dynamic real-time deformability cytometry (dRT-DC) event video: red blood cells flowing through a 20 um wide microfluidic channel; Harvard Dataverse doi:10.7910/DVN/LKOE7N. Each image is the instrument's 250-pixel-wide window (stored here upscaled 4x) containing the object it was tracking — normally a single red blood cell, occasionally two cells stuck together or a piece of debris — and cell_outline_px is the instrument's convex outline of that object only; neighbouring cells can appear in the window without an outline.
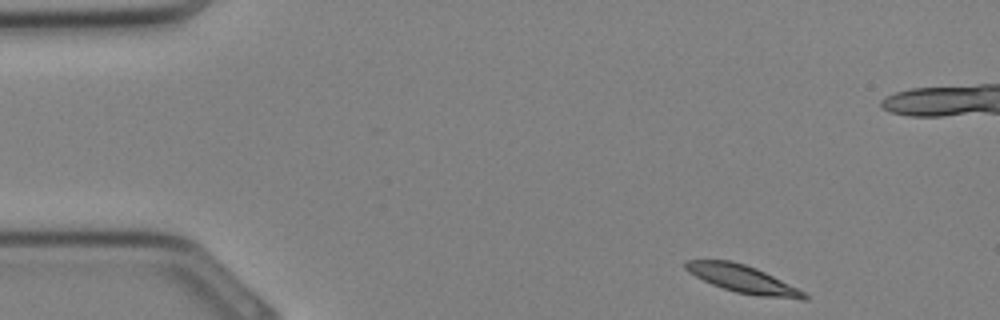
{"species": "Egyptian fruit bat (a non-hibernating species)", "species_latin": "Rousettus aegyptiacus", "temperature_condition": "cold", "stored_images_in_passage": 31, "camera_frame_rate_fps": 3000, "um_per_image_px": 0.085, "animal": {"sex": "female"}, "frame": {"image": 1, "passage_image": 1, "time_ms": 0.0, "image_size_px": [1000, 320], "cell_outline_px": [[808, 300], [800, 300], [756, 296], [736, 292], [712, 284], [688, 272], [684, 268], [684, 260], [732, 260], [756, 268], [804, 292], [808, 296]], "centroid_in_image_um": [63.12, 23.72], "position_along_channel_um": 21.9, "area_um2": 18.96}}
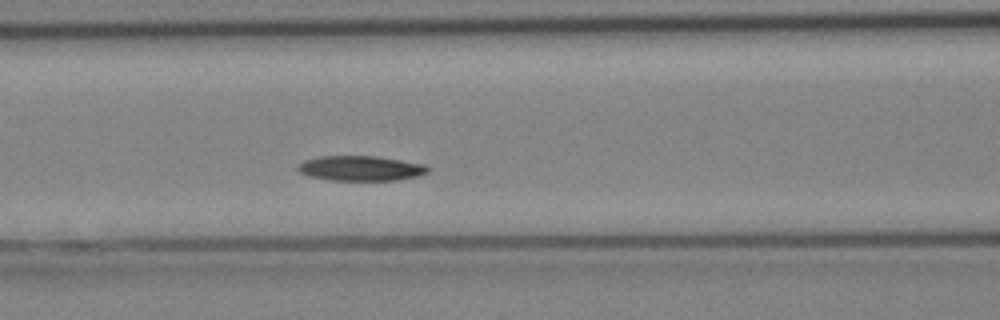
{"frame": {"image": 2, "passage_image": 11, "time_ms": 3.333, "image_size_px": [1000, 320], "cell_outline_px": [[432, 168], [428, 172], [420, 176], [400, 180], [328, 180], [308, 176], [300, 172], [296, 168], [296, 164], [304, 160], [316, 156], [376, 156], [428, 164]], "centroid_in_image_um": [30.69, 14.3], "position_along_channel_um": 135.9, "area_um2": 19.42}}
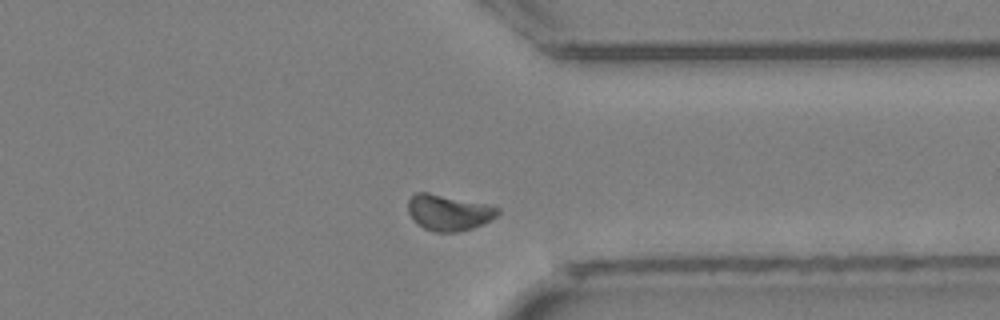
{"frame": {"image": 3, "passage_image": 23, "time_ms": 7.333, "image_size_px": [1000, 320], "cell_outline_px": [[500, 212], [496, 216], [484, 224], [472, 228], [456, 232], [436, 232], [424, 228], [416, 224], [408, 212], [408, 200], [416, 192], [428, 192], [484, 204], [500, 208]], "centroid_in_image_um": [38.11, 18.07], "position_along_channel_um": 373.3, "area_um2": 18.67}}